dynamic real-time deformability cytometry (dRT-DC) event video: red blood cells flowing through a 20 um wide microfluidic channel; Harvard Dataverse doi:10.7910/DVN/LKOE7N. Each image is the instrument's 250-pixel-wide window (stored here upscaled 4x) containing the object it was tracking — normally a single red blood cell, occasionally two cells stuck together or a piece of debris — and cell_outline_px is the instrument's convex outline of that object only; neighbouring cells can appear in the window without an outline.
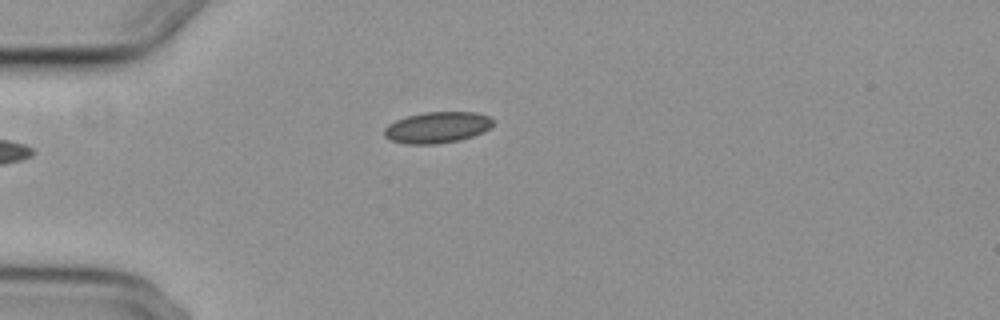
{"species": "common noctule bat (a hibernating species)", "species_latin": "Nyctalus noctula", "temperature_condition": "cold", "stored_images_in_passage": 5, "camera_frame_rate_fps": 3000, "um_per_image_px": 0.085, "animal": {"sex": "female", "body_mass_g": 29.2, "forearm_length_mm": 56.3}, "frame": {"image": 1, "passage_image": 3, "time_ms": 3.333, "image_size_px": [1000, 320], "cell_outline_px": [[496, 120], [484, 132], [460, 140], [436, 144], [408, 144], [392, 140], [384, 136], [384, 128], [388, 124], [396, 120], [408, 116], [424, 112], [476, 112], [488, 116]], "centroid_in_image_um": [37.18, 10.83], "position_along_channel_um": 47.8, "area_um2": 19.77}}
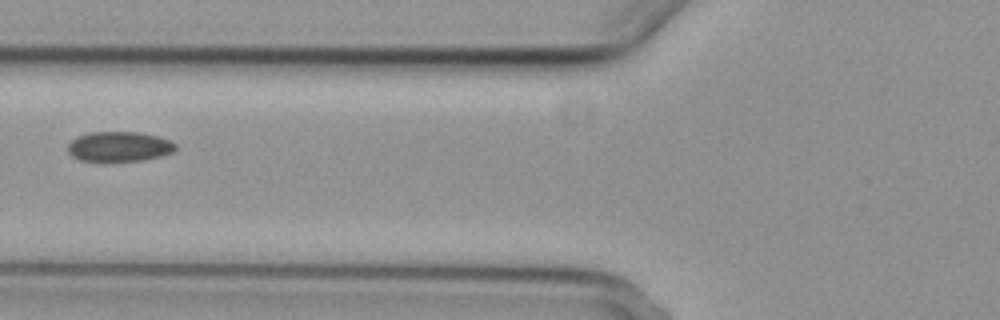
{"frame": {"image": 2, "passage_image": 5, "time_ms": 5.667, "image_size_px": [1000, 320], "cell_outline_px": [[176, 148], [172, 152], [160, 156], [144, 160], [100, 164], [80, 160], [72, 156], [68, 152], [68, 144], [76, 136], [88, 132], [140, 132], [160, 136], [172, 140], [176, 144]], "centroid_in_image_um": [10.11, 12.49], "position_along_channel_um": 115.7, "area_um2": 19.71}}